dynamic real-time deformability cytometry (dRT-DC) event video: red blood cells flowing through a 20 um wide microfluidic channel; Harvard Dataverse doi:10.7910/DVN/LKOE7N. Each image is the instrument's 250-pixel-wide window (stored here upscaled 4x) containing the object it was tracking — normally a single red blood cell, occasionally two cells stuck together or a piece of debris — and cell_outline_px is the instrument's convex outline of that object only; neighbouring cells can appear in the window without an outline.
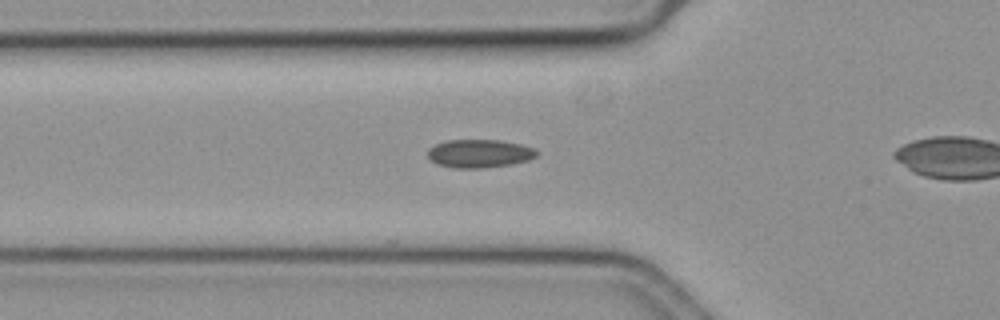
{"species": "common noctule bat (a hibernating species)", "species_latin": "Nyctalus noctula", "temperature_condition": "cold", "stored_images_in_passage": 29, "camera_frame_rate_fps": 3000, "um_per_image_px": 0.085, "animal": {"sex": "female", "body_mass_g": 19.3, "forearm_length_mm": 54.1}, "frame": {"image": 1, "passage_image": 3, "time_ms": 0.667, "image_size_px": [1000, 320], "cell_outline_px": [[536, 156], [528, 160], [512, 164], [484, 168], [452, 168], [436, 164], [428, 156], [428, 148], [436, 144], [448, 140], [500, 140], [520, 144], [536, 148]], "centroid_in_image_um": [40.74, 13.05], "position_along_channel_um": 85.1, "area_um2": 17.98}}
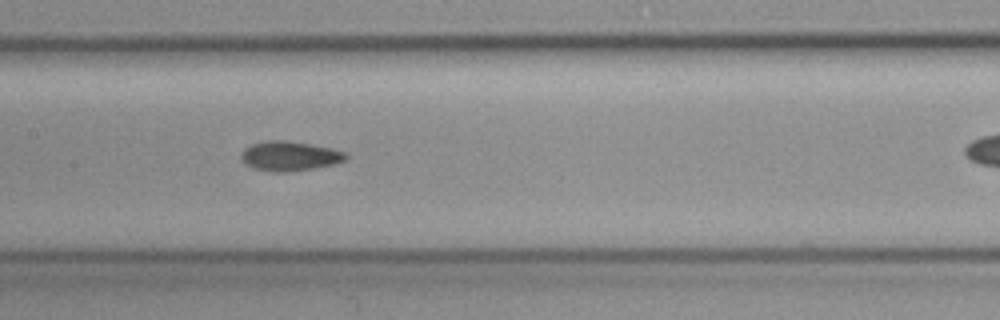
{"frame": {"image": 2, "passage_image": 11, "time_ms": 3.333, "image_size_px": [1000, 320], "cell_outline_px": [[348, 156], [344, 160], [332, 164], [312, 168], [288, 172], [272, 172], [252, 168], [244, 164], [240, 156], [240, 152], [244, 148], [252, 144], [264, 140], [284, 140], [332, 148], [344, 152]], "centroid_in_image_um": [24.54, 13.26], "position_along_channel_um": 182.9, "area_um2": 18.03}}
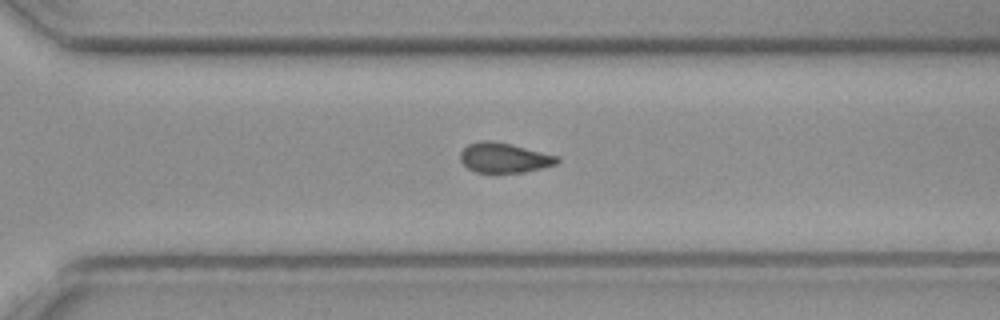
{"frame": {"image": 3, "passage_image": 23, "time_ms": 7.333, "image_size_px": [1000, 320], "cell_outline_px": [[560, 160], [556, 164], [544, 168], [524, 172], [476, 172], [468, 168], [460, 160], [460, 152], [468, 144], [480, 140], [492, 140], [512, 144], [560, 156]], "centroid_in_image_um": [42.88, 13.39], "position_along_channel_um": 327.7, "area_um2": 17.05}}